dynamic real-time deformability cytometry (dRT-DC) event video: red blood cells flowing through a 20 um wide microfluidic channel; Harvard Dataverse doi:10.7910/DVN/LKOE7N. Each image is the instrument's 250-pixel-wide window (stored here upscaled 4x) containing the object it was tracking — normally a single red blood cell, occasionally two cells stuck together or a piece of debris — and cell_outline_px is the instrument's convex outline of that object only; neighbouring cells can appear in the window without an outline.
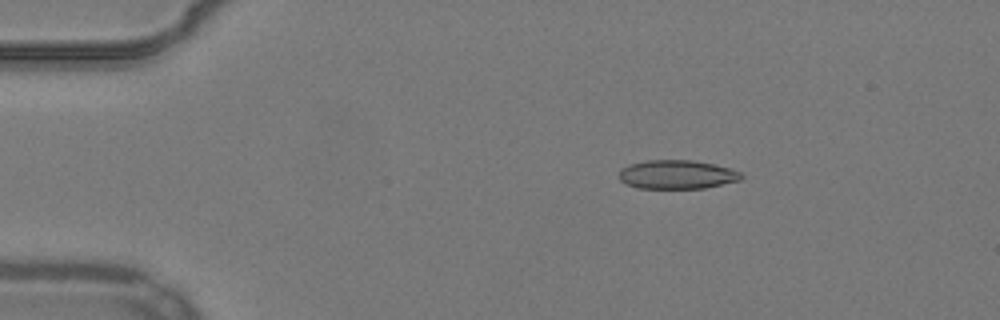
{"species": "common noctule bat (a hibernating species)", "species_latin": "Nyctalus noctula", "temperature_condition": "warm", "stored_images_in_passage": 53, "camera_frame_rate_fps": 3000, "um_per_image_px": 0.085, "animal": {"sex": "male", "body_mass_g": 19.2, "forearm_length_mm": 51.8}, "frame": {"image": 1, "passage_image": 9, "time_ms": 2.667, "image_size_px": [1000, 320], "cell_outline_px": [[744, 176], [740, 180], [704, 188], [636, 188], [624, 184], [620, 180], [620, 168], [632, 164], [648, 160], [692, 160], [732, 168], [740, 172]], "centroid_in_image_um": [57.54, 14.84], "position_along_channel_um": 27.5, "area_um2": 20.52}}
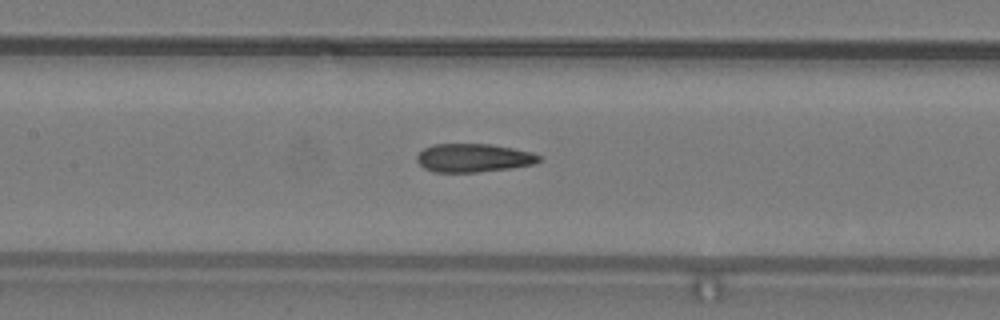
{"frame": {"image": 2, "passage_image": 25, "time_ms": 8.0, "image_size_px": [1000, 320], "cell_outline_px": [[540, 160], [536, 164], [512, 168], [476, 172], [436, 172], [424, 168], [416, 160], [416, 156], [424, 148], [432, 144], [492, 144], [532, 152], [540, 156]], "centroid_in_image_um": [40.25, 13.42], "position_along_channel_um": 167.1, "area_um2": 20.29}}
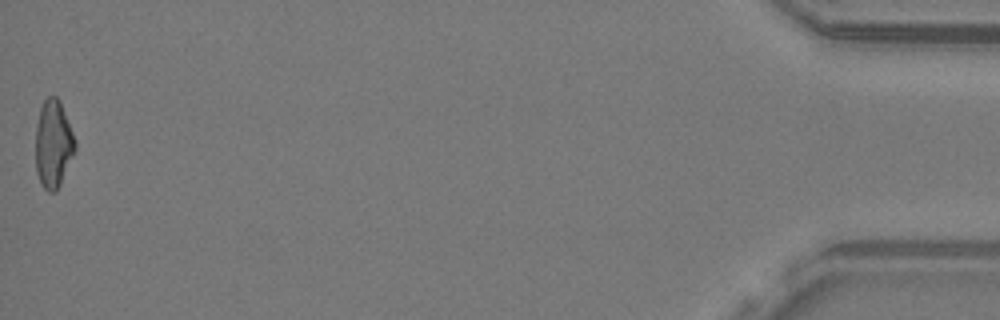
{"frame": {"image": 3, "passage_image": 53, "time_ms": 17.333, "image_size_px": [1000, 320], "cell_outline_px": [[76, 148], [60, 184], [56, 192], [48, 192], [44, 188], [36, 172], [36, 124], [40, 108], [44, 100], [48, 96], [56, 96], [60, 100], [76, 140]], "centroid_in_image_um": [4.53, 12.21], "position_along_channel_um": 430.7, "area_um2": 20.17}, "authors_computed_cell_mechanics": {"area_um2": 20.519, "velocity_mm_per_s": 3.8956, "shape_relaxation_time_tau1_ms": 7.9762, "shape_relaxation_time_tau2_ms": 2.2723, "deformation_change_tau1": 0.2244, "deformation_change_tau2": 0.1113}}